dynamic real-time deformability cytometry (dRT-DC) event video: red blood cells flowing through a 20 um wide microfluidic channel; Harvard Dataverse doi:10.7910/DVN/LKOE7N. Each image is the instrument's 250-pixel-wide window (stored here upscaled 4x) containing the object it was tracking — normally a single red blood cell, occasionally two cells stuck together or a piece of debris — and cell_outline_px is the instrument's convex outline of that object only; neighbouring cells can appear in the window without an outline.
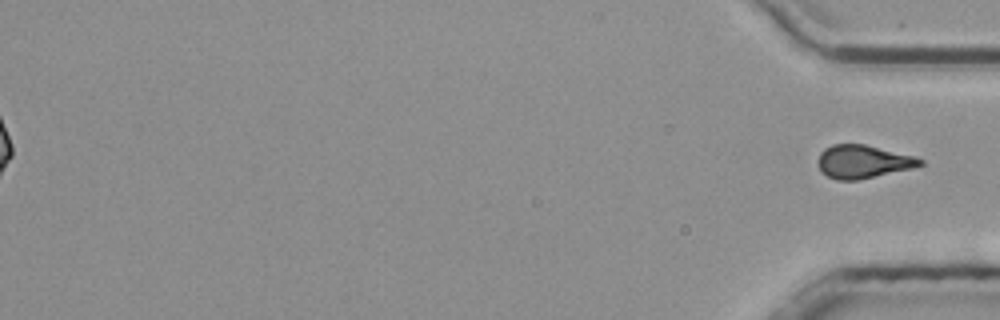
{"species": "common noctule bat (a hibernating species)", "species_latin": "Nyctalus noctula", "temperature_condition": "room temperature", "stored_images_in_passage": 56, "segment_of_instrument_passage": [2, 2], "camera_frame_rate_fps": 3000, "um_per_image_px": 0.085, "animal": {"sex": "male", "body_mass_g": 20.4}, "frame": {"image": 1, "passage_image": 56, "time_ms": 18.333, "image_size_px": [1000, 320], "cell_outline_px": [[924, 164], [912, 168], [860, 180], [836, 180], [828, 176], [820, 168], [816, 160], [820, 152], [824, 148], [832, 144], [864, 144], [916, 156], [924, 160]], "centroid_in_image_um": [73.36, 13.73], "position_along_channel_um": 361.8, "area_um2": 19.88}}